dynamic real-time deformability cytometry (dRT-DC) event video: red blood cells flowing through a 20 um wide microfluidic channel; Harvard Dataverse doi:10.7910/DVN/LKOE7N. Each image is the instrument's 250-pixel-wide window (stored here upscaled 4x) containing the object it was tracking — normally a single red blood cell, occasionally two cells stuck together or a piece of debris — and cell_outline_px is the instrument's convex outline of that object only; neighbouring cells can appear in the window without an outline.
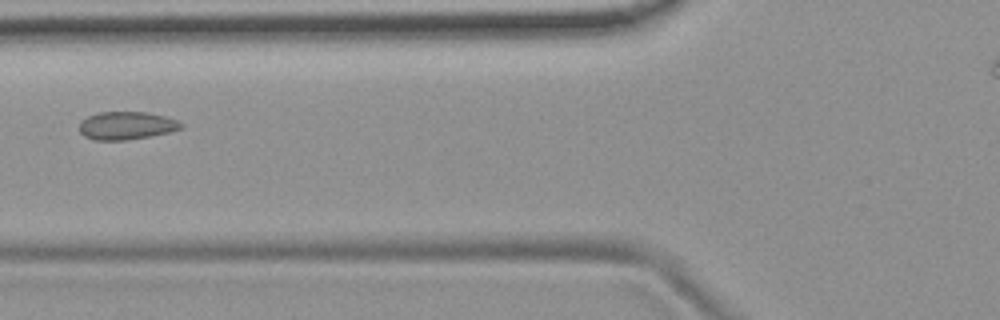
{"species": "common noctule bat (a hibernating species)", "species_latin": "Nyctalus noctula", "temperature_condition": "room temperature", "stored_images_in_passage": 6, "camera_frame_rate_fps": 3000, "um_per_image_px": 0.085, "animal": {"sex": "female", "body_mass_g": 19.9}, "frame": {"image": 1, "passage_image": 6, "time_ms": 6.667, "image_size_px": [1000, 320], "cell_outline_px": [[184, 128], [152, 136], [124, 140], [92, 140], [84, 136], [80, 132], [80, 120], [88, 116], [100, 112], [148, 112], [164, 116], [176, 120], [184, 124]], "centroid_in_image_um": [10.75, 10.68], "position_along_channel_um": 115.1, "area_um2": 16.65}}